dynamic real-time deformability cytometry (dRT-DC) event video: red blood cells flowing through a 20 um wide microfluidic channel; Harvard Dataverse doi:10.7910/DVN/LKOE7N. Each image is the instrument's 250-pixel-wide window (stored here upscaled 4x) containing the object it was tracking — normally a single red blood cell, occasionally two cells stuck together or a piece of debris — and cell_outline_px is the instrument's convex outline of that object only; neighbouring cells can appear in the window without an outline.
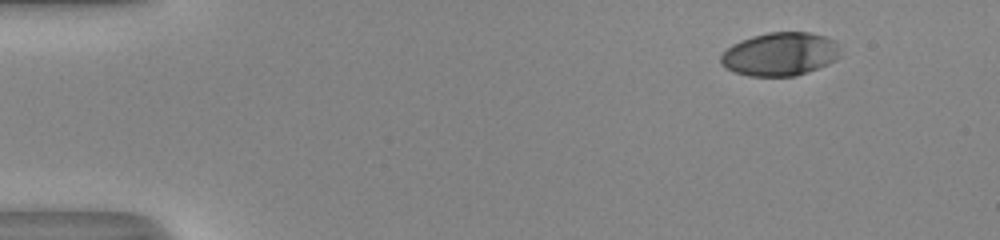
{"species": "human", "species_latin": "Homo sapiens", "temperature_condition": "room temperature", "stored_images_in_passage": 48, "camera_frame_rate_fps": 3000, "um_per_image_px": 0.085, "donor": {"sex": "male"}, "frame": {"image": 1, "passage_image": 1, "time_ms": 0.0, "image_size_px": [1000, 240], "cell_outline_px": [[840, 56], [836, 60], [828, 64], [808, 72], [796, 76], [748, 76], [724, 68], [720, 64], [720, 56], [732, 44], [740, 40], [752, 36], [768, 32], [808, 32], [824, 36], [836, 40]], "centroid_in_image_um": [66.3, 4.6], "position_along_channel_um": 18.7, "area_um2": 30.4}}
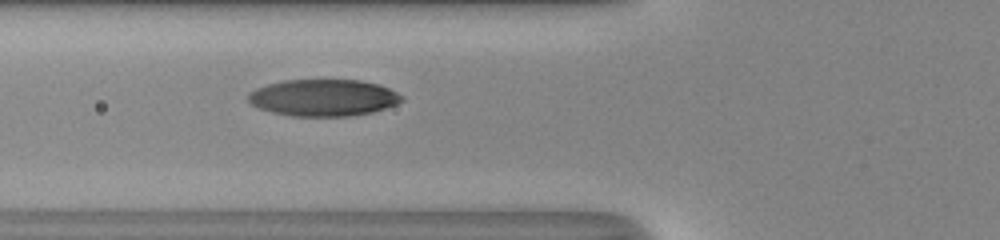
{"frame": {"image": 2, "passage_image": 16, "time_ms": 5.0, "image_size_px": [1000, 240], "cell_outline_px": [[404, 100], [396, 104], [372, 112], [352, 116], [292, 116], [272, 112], [260, 108], [252, 104], [248, 100], [248, 92], [256, 88], [268, 84], [284, 80], [360, 80], [380, 84], [404, 96]], "centroid_in_image_um": [27.5, 8.3], "position_along_channel_um": 98.3, "area_um2": 32.95}}
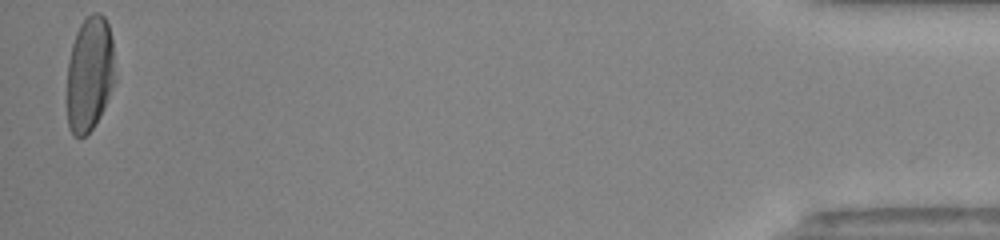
{"frame": {"image": 3, "passage_image": 47, "time_ms": 15.333, "image_size_px": [1000, 240], "cell_outline_px": [[112, 84], [104, 108], [100, 116], [92, 128], [84, 136], [72, 136], [68, 128], [68, 60], [72, 44], [76, 32], [80, 24], [92, 12], [100, 12], [104, 16], [108, 24], [112, 40]], "centroid_in_image_um": [7.58, 6.27], "position_along_channel_um": 427.6, "area_um2": 31.5}, "authors_computed_cell_mechanics": {"area_um2": 32.8304, "velocity_mm_per_s": 4.0697, "shape_relaxation_time_tau1_ms": 3.4327, "shape_relaxation_time_tau2_ms": null, "deformation_change_tau1": 0.1888, "deformation_change_tau2": null}}